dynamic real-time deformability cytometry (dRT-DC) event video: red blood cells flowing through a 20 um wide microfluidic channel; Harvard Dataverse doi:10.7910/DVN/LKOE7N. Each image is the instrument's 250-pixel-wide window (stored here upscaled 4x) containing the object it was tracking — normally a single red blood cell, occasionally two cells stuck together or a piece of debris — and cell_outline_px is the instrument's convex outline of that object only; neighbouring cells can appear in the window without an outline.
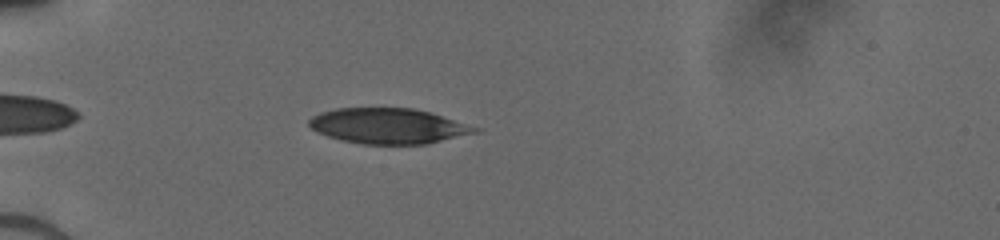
{"species": "human", "species_latin": "Homo sapiens", "temperature_condition": "cold", "stored_images_in_passage": 40, "camera_frame_rate_fps": 3000, "um_per_image_px": 0.085, "donor": {"sex": "male"}, "frame": {"image": 1, "passage_image": 5, "time_ms": 1.333, "image_size_px": [1000, 240], "cell_outline_px": [[480, 132], [428, 144], [364, 144], [344, 140], [328, 136], [316, 132], [308, 124], [308, 120], [312, 116], [320, 112], [336, 108], [412, 108], [428, 112], [480, 128]], "centroid_in_image_um": [33.0, 10.71], "position_along_channel_um": 52.0, "area_um2": 34.1}}
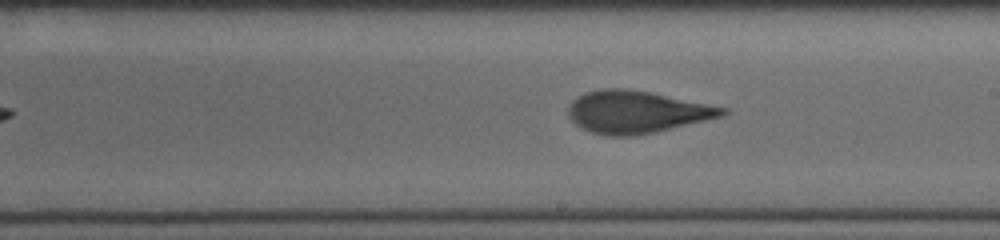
{"frame": {"image": 2, "passage_image": 20, "time_ms": 6.333, "image_size_px": [1000, 240], "cell_outline_px": [[728, 112], [724, 116], [636, 136], [612, 136], [592, 132], [576, 124], [568, 116], [568, 108], [572, 100], [584, 92], [600, 88], [628, 88], [728, 108]], "centroid_in_image_um": [54.09, 9.51], "position_along_channel_um": 234.9, "area_um2": 37.74}}
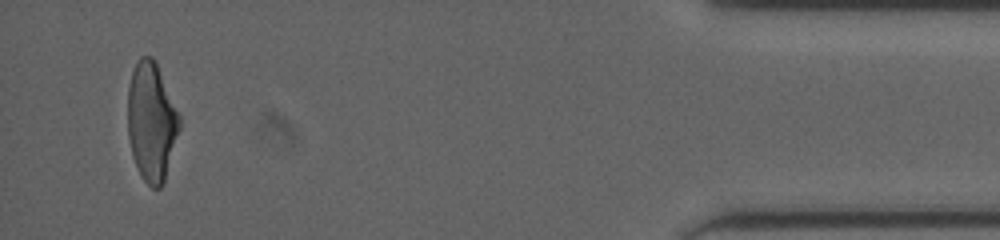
{"frame": {"image": 3, "passage_image": 38, "time_ms": 12.333, "image_size_px": [1000, 240], "cell_outline_px": [[180, 128], [164, 184], [160, 188], [152, 188], [144, 180], [132, 156], [128, 136], [128, 88], [132, 72], [140, 56], [152, 56], [156, 64], [180, 116]], "centroid_in_image_um": [12.87, 10.38], "position_along_channel_um": 422.3, "area_um2": 35.49}}